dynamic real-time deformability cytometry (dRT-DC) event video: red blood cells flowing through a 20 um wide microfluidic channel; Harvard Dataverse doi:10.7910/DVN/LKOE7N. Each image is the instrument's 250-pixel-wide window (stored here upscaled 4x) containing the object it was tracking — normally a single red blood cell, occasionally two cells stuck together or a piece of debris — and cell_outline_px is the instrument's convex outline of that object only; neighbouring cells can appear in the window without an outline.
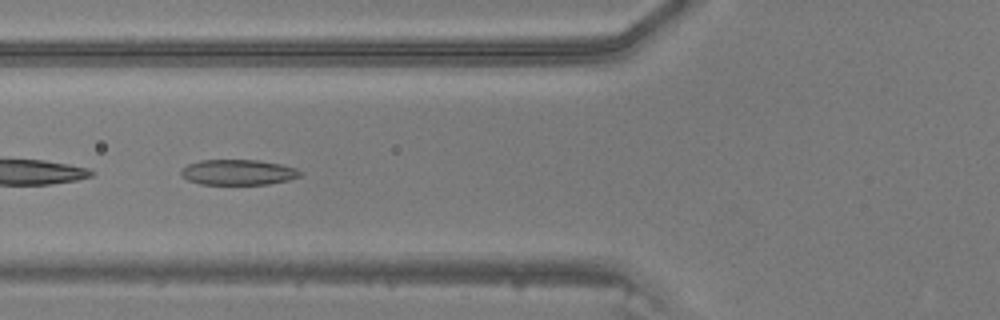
{"species": "common noctule bat (a hibernating species)", "species_latin": "Nyctalus noctula", "temperature_condition": "warm", "stored_images_in_passage": 10, "camera_frame_rate_fps": 3000, "um_per_image_px": 0.085, "animal": {"sex": "male", "body_mass_g": 20.5, "forearm_length_mm": 52.5}, "frame": {"image": 1, "passage_image": 3, "time_ms": 0.667, "image_size_px": [1000, 320], "cell_outline_px": [[304, 172], [300, 176], [288, 180], [268, 184], [200, 184], [188, 180], [180, 176], [180, 172], [188, 164], [200, 160], [260, 160], [280, 164], [296, 168]], "centroid_in_image_um": [20.25, 14.64], "position_along_channel_um": 105.6, "area_um2": 17.69}}
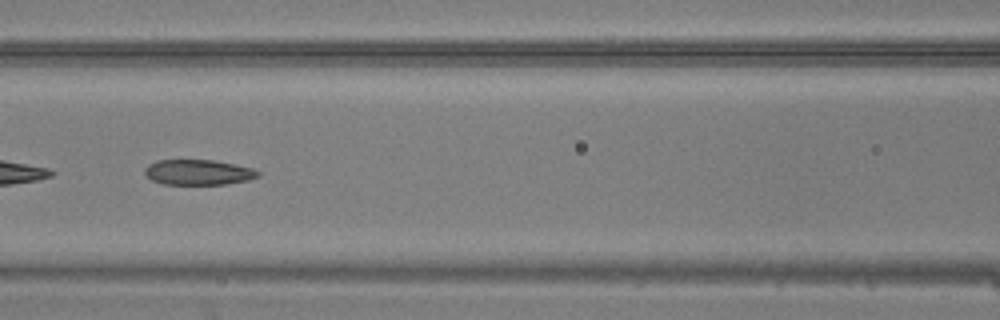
{"frame": {"image": 2, "passage_image": 6, "time_ms": 1.667, "image_size_px": [1000, 320], "cell_outline_px": [[260, 176], [248, 180], [224, 184], [164, 184], [152, 180], [144, 172], [144, 168], [148, 164], [156, 160], [212, 160], [236, 164], [252, 168], [260, 172]], "centroid_in_image_um": [16.86, 14.63], "position_along_channel_um": 149.7, "area_um2": 16.7}}
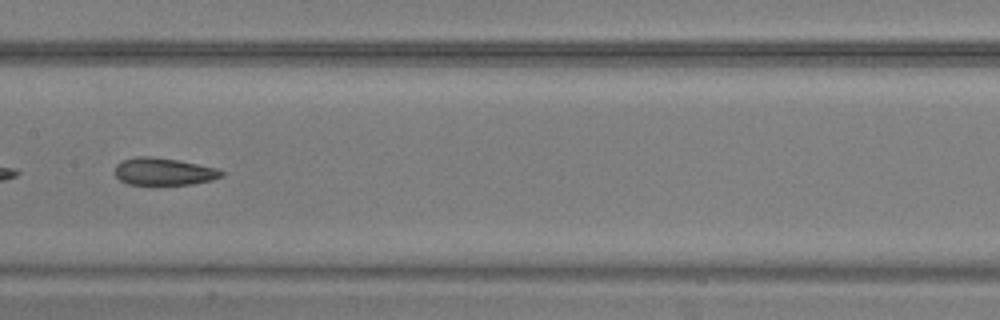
{"frame": {"image": 3, "passage_image": 9, "time_ms": 2.667, "image_size_px": [1000, 320], "cell_outline_px": [[224, 176], [212, 180], [192, 184], [128, 184], [120, 180], [112, 172], [116, 164], [124, 160], [136, 156], [152, 156], [180, 160], [220, 168], [224, 172]], "centroid_in_image_um": [13.94, 14.57], "position_along_channel_um": 193.5, "area_um2": 17.28}}